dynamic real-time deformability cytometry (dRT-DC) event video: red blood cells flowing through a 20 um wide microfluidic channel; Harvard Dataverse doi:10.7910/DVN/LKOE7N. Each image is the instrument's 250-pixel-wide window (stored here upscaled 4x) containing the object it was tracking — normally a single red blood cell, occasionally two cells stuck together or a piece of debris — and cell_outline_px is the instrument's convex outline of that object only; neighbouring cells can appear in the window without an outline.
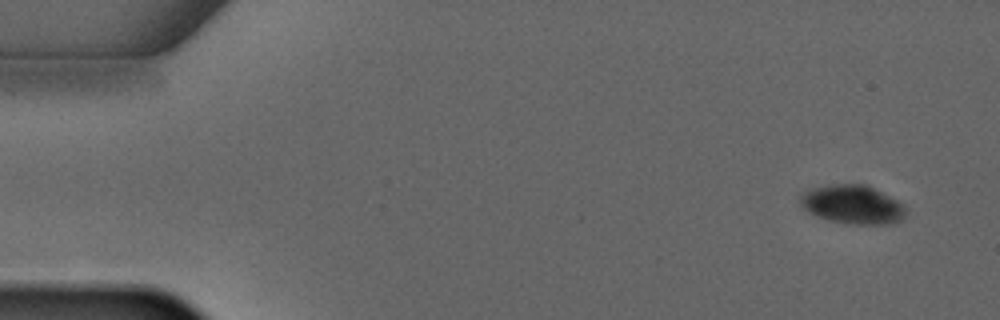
{"species": "common noctule bat (a hibernating species)", "species_latin": "Nyctalus noctula", "temperature_condition": "warm", "stored_images_in_passage": 3, "camera_frame_rate_fps": 3000, "um_per_image_px": 0.085, "animal": {"sex": "male", "forearm_length_mm": 52.5}, "frame": {"image": 1, "passage_image": 1, "time_ms": 0.0, "image_size_px": [1000, 320], "cell_outline_px": [[908, 208], [904, 216], [900, 220], [892, 224], [848, 224], [828, 220], [816, 216], [808, 212], [800, 204], [800, 196], [804, 192], [812, 188], [832, 184], [864, 184], [896, 200]], "centroid_in_image_um": [72.45, 17.4], "position_along_channel_um": 12.5, "area_um2": 23.76}}
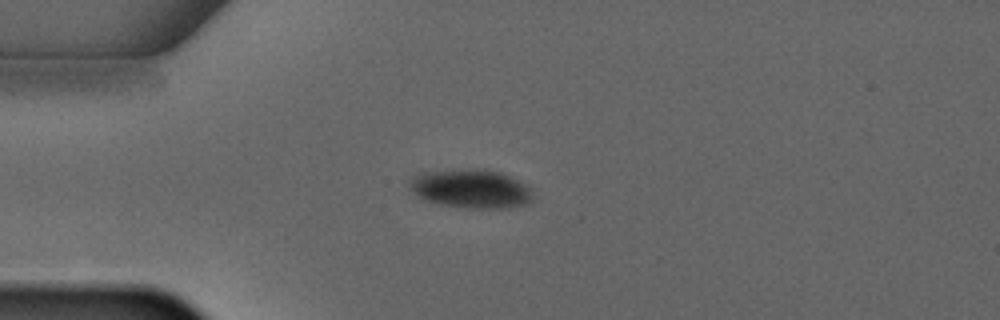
{"frame": {"image": 2, "passage_image": 3, "time_ms": 3.0, "image_size_px": [1000, 320], "cell_outline_px": [[532, 200], [528, 204], [508, 208], [468, 208], [440, 204], [428, 200], [420, 196], [408, 184], [408, 180], [412, 176], [424, 172], [484, 168], [500, 172], [524, 184], [532, 192]], "centroid_in_image_um": [40.06, 16.04], "position_along_channel_um": 44.9, "area_um2": 27.51}}